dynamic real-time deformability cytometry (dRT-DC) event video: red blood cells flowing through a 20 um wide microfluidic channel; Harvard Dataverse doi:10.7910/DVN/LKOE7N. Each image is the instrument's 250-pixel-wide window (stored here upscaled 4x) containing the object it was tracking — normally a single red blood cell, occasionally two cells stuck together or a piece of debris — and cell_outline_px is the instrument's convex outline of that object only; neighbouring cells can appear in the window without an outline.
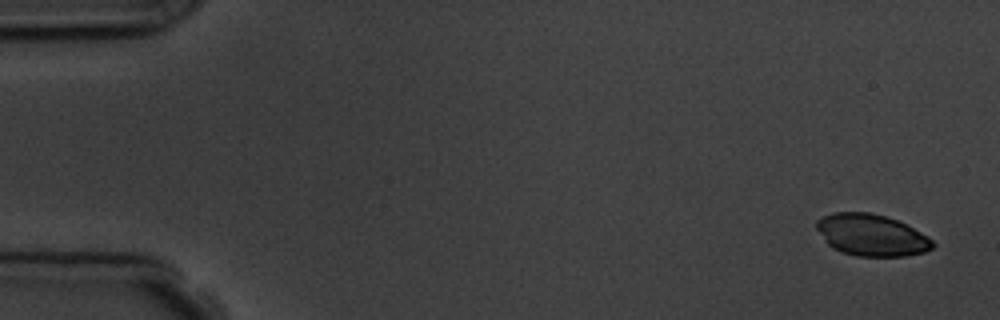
{"species": "common noctule bat (a hibernating species)", "species_latin": "Nyctalus noctula", "temperature_condition": "room temperature", "stored_images_in_passage": 5, "camera_frame_rate_fps": 3000, "um_per_image_px": 0.085, "animal": {"sex": "male", "body_mass_g": 19.5, "forearm_length_mm": 54.6}, "frame": {"image": 1, "passage_image": 1, "time_ms": 0.0, "image_size_px": [1000, 320], "cell_outline_px": [[936, 244], [932, 248], [924, 252], [904, 256], [856, 256], [832, 248], [828, 244], [816, 228], [816, 220], [820, 216], [832, 212], [868, 212], [884, 216], [896, 220], [928, 236]], "centroid_in_image_um": [74.05, 19.97], "position_along_channel_um": 11.0, "area_um2": 28.09}}